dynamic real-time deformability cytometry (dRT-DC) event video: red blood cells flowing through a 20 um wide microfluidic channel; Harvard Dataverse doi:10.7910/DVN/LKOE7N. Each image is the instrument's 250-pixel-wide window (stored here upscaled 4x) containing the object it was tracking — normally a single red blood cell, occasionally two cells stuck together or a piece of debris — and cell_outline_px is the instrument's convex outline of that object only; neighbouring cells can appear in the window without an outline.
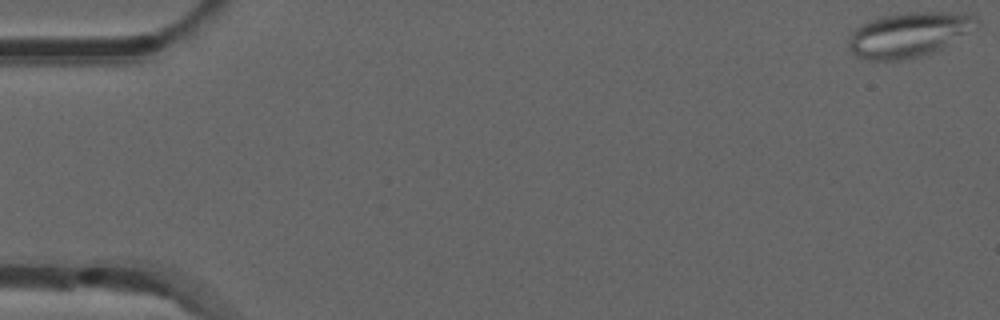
{"species": "common noctule bat (a hibernating species)", "species_latin": "Nyctalus noctula", "temperature_condition": "room temperature", "stored_images_in_passage": 24, "camera_frame_rate_fps": 3000, "um_per_image_px": 0.085, "animal": {"sex": "male", "forearm_length_mm": 52.5}, "frame": {"image": 1, "passage_image": 1, "time_ms": 0.0, "image_size_px": [1000, 320], "cell_outline_px": [[980, 28], [932, 52], [920, 56], [900, 60], [868, 60], [856, 56], [852, 52], [848, 44], [848, 36], [860, 24], [884, 16], [908, 12], [964, 12], [976, 16], [980, 24]], "centroid_in_image_um": [77.31, 2.93], "position_along_channel_um": 7.7, "area_um2": 33.64}}
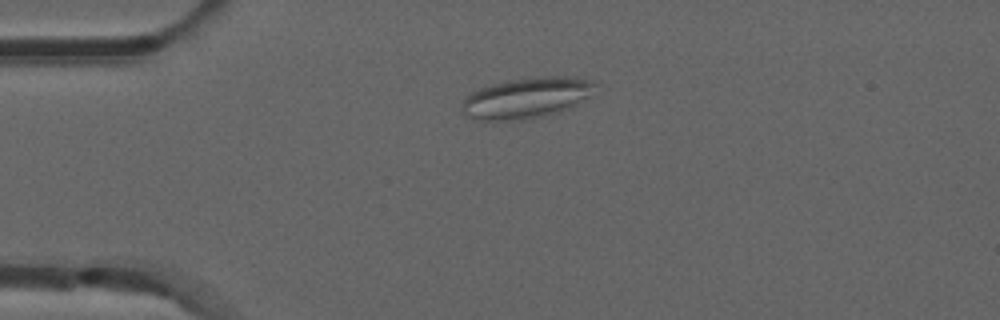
{"frame": {"image": 2, "passage_image": 13, "time_ms": 4.0, "image_size_px": [1000, 320], "cell_outline_px": [[600, 84], [588, 96], [568, 108], [560, 112], [544, 116], [524, 120], [472, 120], [464, 116], [460, 108], [460, 104], [464, 96], [480, 88], [492, 84], [516, 80], [548, 76], [564, 76], [592, 80]], "centroid_in_image_um": [44.7, 8.34], "position_along_channel_um": 40.3, "area_um2": 31.73}}